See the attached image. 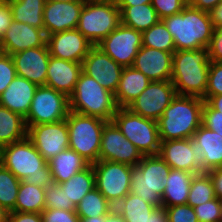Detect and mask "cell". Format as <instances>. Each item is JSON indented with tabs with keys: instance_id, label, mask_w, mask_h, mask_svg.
Instances as JSON below:
<instances>
[{
	"instance_id": "obj_1",
	"label": "cell",
	"mask_w": 222,
	"mask_h": 222,
	"mask_svg": "<svg viewBox=\"0 0 222 222\" xmlns=\"http://www.w3.org/2000/svg\"><path fill=\"white\" fill-rule=\"evenodd\" d=\"M1 164L25 183L42 188L53 183L47 161L27 137L2 147Z\"/></svg>"
},
{
	"instance_id": "obj_2",
	"label": "cell",
	"mask_w": 222,
	"mask_h": 222,
	"mask_svg": "<svg viewBox=\"0 0 222 222\" xmlns=\"http://www.w3.org/2000/svg\"><path fill=\"white\" fill-rule=\"evenodd\" d=\"M162 21L173 36L176 51L209 46L214 30L209 12L188 3L180 13L165 17Z\"/></svg>"
},
{
	"instance_id": "obj_3",
	"label": "cell",
	"mask_w": 222,
	"mask_h": 222,
	"mask_svg": "<svg viewBox=\"0 0 222 222\" xmlns=\"http://www.w3.org/2000/svg\"><path fill=\"white\" fill-rule=\"evenodd\" d=\"M210 62L208 48L175 51L172 57L171 82L176 93L203 98Z\"/></svg>"
},
{
	"instance_id": "obj_4",
	"label": "cell",
	"mask_w": 222,
	"mask_h": 222,
	"mask_svg": "<svg viewBox=\"0 0 222 222\" xmlns=\"http://www.w3.org/2000/svg\"><path fill=\"white\" fill-rule=\"evenodd\" d=\"M203 106V98L177 94L157 121L160 142L192 138L202 125Z\"/></svg>"
},
{
	"instance_id": "obj_5",
	"label": "cell",
	"mask_w": 222,
	"mask_h": 222,
	"mask_svg": "<svg viewBox=\"0 0 222 222\" xmlns=\"http://www.w3.org/2000/svg\"><path fill=\"white\" fill-rule=\"evenodd\" d=\"M70 111L112 121L117 109L114 93L103 88L83 71L79 74L73 93L69 97Z\"/></svg>"
},
{
	"instance_id": "obj_6",
	"label": "cell",
	"mask_w": 222,
	"mask_h": 222,
	"mask_svg": "<svg viewBox=\"0 0 222 222\" xmlns=\"http://www.w3.org/2000/svg\"><path fill=\"white\" fill-rule=\"evenodd\" d=\"M171 167L159 156H143L132 166L130 192L156 207L162 206L165 178Z\"/></svg>"
},
{
	"instance_id": "obj_7",
	"label": "cell",
	"mask_w": 222,
	"mask_h": 222,
	"mask_svg": "<svg viewBox=\"0 0 222 222\" xmlns=\"http://www.w3.org/2000/svg\"><path fill=\"white\" fill-rule=\"evenodd\" d=\"M69 148L90 164L99 161L101 133L107 121L70 111L66 118Z\"/></svg>"
},
{
	"instance_id": "obj_8",
	"label": "cell",
	"mask_w": 222,
	"mask_h": 222,
	"mask_svg": "<svg viewBox=\"0 0 222 222\" xmlns=\"http://www.w3.org/2000/svg\"><path fill=\"white\" fill-rule=\"evenodd\" d=\"M112 122L143 156L158 155L160 138L157 121L135 114L128 108H118Z\"/></svg>"
},
{
	"instance_id": "obj_9",
	"label": "cell",
	"mask_w": 222,
	"mask_h": 222,
	"mask_svg": "<svg viewBox=\"0 0 222 222\" xmlns=\"http://www.w3.org/2000/svg\"><path fill=\"white\" fill-rule=\"evenodd\" d=\"M120 24V10L115 0L86 3L80 13L77 30L97 45Z\"/></svg>"
},
{
	"instance_id": "obj_10",
	"label": "cell",
	"mask_w": 222,
	"mask_h": 222,
	"mask_svg": "<svg viewBox=\"0 0 222 222\" xmlns=\"http://www.w3.org/2000/svg\"><path fill=\"white\" fill-rule=\"evenodd\" d=\"M92 166L96 188L116 206L130 192L132 166L109 160H99Z\"/></svg>"
},
{
	"instance_id": "obj_11",
	"label": "cell",
	"mask_w": 222,
	"mask_h": 222,
	"mask_svg": "<svg viewBox=\"0 0 222 222\" xmlns=\"http://www.w3.org/2000/svg\"><path fill=\"white\" fill-rule=\"evenodd\" d=\"M70 112L69 97L47 86H38L27 117L26 126L55 123L67 118Z\"/></svg>"
},
{
	"instance_id": "obj_12",
	"label": "cell",
	"mask_w": 222,
	"mask_h": 222,
	"mask_svg": "<svg viewBox=\"0 0 222 222\" xmlns=\"http://www.w3.org/2000/svg\"><path fill=\"white\" fill-rule=\"evenodd\" d=\"M176 95L171 80L151 81L127 108L144 118L158 121Z\"/></svg>"
},
{
	"instance_id": "obj_13",
	"label": "cell",
	"mask_w": 222,
	"mask_h": 222,
	"mask_svg": "<svg viewBox=\"0 0 222 222\" xmlns=\"http://www.w3.org/2000/svg\"><path fill=\"white\" fill-rule=\"evenodd\" d=\"M97 46L122 67H132L142 47V32L120 24Z\"/></svg>"
},
{
	"instance_id": "obj_14",
	"label": "cell",
	"mask_w": 222,
	"mask_h": 222,
	"mask_svg": "<svg viewBox=\"0 0 222 222\" xmlns=\"http://www.w3.org/2000/svg\"><path fill=\"white\" fill-rule=\"evenodd\" d=\"M27 127V138L46 161L69 148L66 119Z\"/></svg>"
},
{
	"instance_id": "obj_15",
	"label": "cell",
	"mask_w": 222,
	"mask_h": 222,
	"mask_svg": "<svg viewBox=\"0 0 222 222\" xmlns=\"http://www.w3.org/2000/svg\"><path fill=\"white\" fill-rule=\"evenodd\" d=\"M142 157V153L122 134L112 121L104 125L101 133L99 160H109L136 166Z\"/></svg>"
},
{
	"instance_id": "obj_16",
	"label": "cell",
	"mask_w": 222,
	"mask_h": 222,
	"mask_svg": "<svg viewBox=\"0 0 222 222\" xmlns=\"http://www.w3.org/2000/svg\"><path fill=\"white\" fill-rule=\"evenodd\" d=\"M158 155L171 169L202 173V157L192 138L161 141Z\"/></svg>"
},
{
	"instance_id": "obj_17",
	"label": "cell",
	"mask_w": 222,
	"mask_h": 222,
	"mask_svg": "<svg viewBox=\"0 0 222 222\" xmlns=\"http://www.w3.org/2000/svg\"><path fill=\"white\" fill-rule=\"evenodd\" d=\"M123 67L97 45H93L82 62V71L103 88L116 92Z\"/></svg>"
},
{
	"instance_id": "obj_18",
	"label": "cell",
	"mask_w": 222,
	"mask_h": 222,
	"mask_svg": "<svg viewBox=\"0 0 222 222\" xmlns=\"http://www.w3.org/2000/svg\"><path fill=\"white\" fill-rule=\"evenodd\" d=\"M16 75L37 86H45L50 52L47 43L11 54Z\"/></svg>"
},
{
	"instance_id": "obj_19",
	"label": "cell",
	"mask_w": 222,
	"mask_h": 222,
	"mask_svg": "<svg viewBox=\"0 0 222 222\" xmlns=\"http://www.w3.org/2000/svg\"><path fill=\"white\" fill-rule=\"evenodd\" d=\"M50 56L82 63L93 44L77 29L57 32L47 36Z\"/></svg>"
},
{
	"instance_id": "obj_20",
	"label": "cell",
	"mask_w": 222,
	"mask_h": 222,
	"mask_svg": "<svg viewBox=\"0 0 222 222\" xmlns=\"http://www.w3.org/2000/svg\"><path fill=\"white\" fill-rule=\"evenodd\" d=\"M84 3L49 2L43 9L44 32L46 36L77 29L79 17Z\"/></svg>"
},
{
	"instance_id": "obj_21",
	"label": "cell",
	"mask_w": 222,
	"mask_h": 222,
	"mask_svg": "<svg viewBox=\"0 0 222 222\" xmlns=\"http://www.w3.org/2000/svg\"><path fill=\"white\" fill-rule=\"evenodd\" d=\"M46 42L47 36L44 29L13 20L0 40V52L11 55L29 48L44 46Z\"/></svg>"
},
{
	"instance_id": "obj_22",
	"label": "cell",
	"mask_w": 222,
	"mask_h": 222,
	"mask_svg": "<svg viewBox=\"0 0 222 222\" xmlns=\"http://www.w3.org/2000/svg\"><path fill=\"white\" fill-rule=\"evenodd\" d=\"M173 53L142 46L132 67L151 81H168L172 77Z\"/></svg>"
},
{
	"instance_id": "obj_23",
	"label": "cell",
	"mask_w": 222,
	"mask_h": 222,
	"mask_svg": "<svg viewBox=\"0 0 222 222\" xmlns=\"http://www.w3.org/2000/svg\"><path fill=\"white\" fill-rule=\"evenodd\" d=\"M81 72L82 63L50 56L45 86L70 97Z\"/></svg>"
},
{
	"instance_id": "obj_24",
	"label": "cell",
	"mask_w": 222,
	"mask_h": 222,
	"mask_svg": "<svg viewBox=\"0 0 222 222\" xmlns=\"http://www.w3.org/2000/svg\"><path fill=\"white\" fill-rule=\"evenodd\" d=\"M37 87L36 84L16 75L0 95V105L26 118Z\"/></svg>"
},
{
	"instance_id": "obj_25",
	"label": "cell",
	"mask_w": 222,
	"mask_h": 222,
	"mask_svg": "<svg viewBox=\"0 0 222 222\" xmlns=\"http://www.w3.org/2000/svg\"><path fill=\"white\" fill-rule=\"evenodd\" d=\"M192 140L202 157V172L222 167V136L204 125L193 134Z\"/></svg>"
},
{
	"instance_id": "obj_26",
	"label": "cell",
	"mask_w": 222,
	"mask_h": 222,
	"mask_svg": "<svg viewBox=\"0 0 222 222\" xmlns=\"http://www.w3.org/2000/svg\"><path fill=\"white\" fill-rule=\"evenodd\" d=\"M151 80L133 67H123L118 88L114 94L119 108H127L146 87Z\"/></svg>"
},
{
	"instance_id": "obj_27",
	"label": "cell",
	"mask_w": 222,
	"mask_h": 222,
	"mask_svg": "<svg viewBox=\"0 0 222 222\" xmlns=\"http://www.w3.org/2000/svg\"><path fill=\"white\" fill-rule=\"evenodd\" d=\"M194 175L192 172L171 169L165 178L162 206L187 204L190 184Z\"/></svg>"
},
{
	"instance_id": "obj_28",
	"label": "cell",
	"mask_w": 222,
	"mask_h": 222,
	"mask_svg": "<svg viewBox=\"0 0 222 222\" xmlns=\"http://www.w3.org/2000/svg\"><path fill=\"white\" fill-rule=\"evenodd\" d=\"M47 164L51 170L53 182L59 184L90 165L87 160L70 148L51 158Z\"/></svg>"
},
{
	"instance_id": "obj_29",
	"label": "cell",
	"mask_w": 222,
	"mask_h": 222,
	"mask_svg": "<svg viewBox=\"0 0 222 222\" xmlns=\"http://www.w3.org/2000/svg\"><path fill=\"white\" fill-rule=\"evenodd\" d=\"M121 24L143 32L155 25L160 19L152 4L118 6Z\"/></svg>"
},
{
	"instance_id": "obj_30",
	"label": "cell",
	"mask_w": 222,
	"mask_h": 222,
	"mask_svg": "<svg viewBox=\"0 0 222 222\" xmlns=\"http://www.w3.org/2000/svg\"><path fill=\"white\" fill-rule=\"evenodd\" d=\"M27 137L25 118L0 105V146H6Z\"/></svg>"
},
{
	"instance_id": "obj_31",
	"label": "cell",
	"mask_w": 222,
	"mask_h": 222,
	"mask_svg": "<svg viewBox=\"0 0 222 222\" xmlns=\"http://www.w3.org/2000/svg\"><path fill=\"white\" fill-rule=\"evenodd\" d=\"M14 21L44 29L43 9L45 0H8Z\"/></svg>"
},
{
	"instance_id": "obj_32",
	"label": "cell",
	"mask_w": 222,
	"mask_h": 222,
	"mask_svg": "<svg viewBox=\"0 0 222 222\" xmlns=\"http://www.w3.org/2000/svg\"><path fill=\"white\" fill-rule=\"evenodd\" d=\"M60 185L68 200H71L76 206L88 192L96 188L92 164L77 172L69 180L60 183Z\"/></svg>"
},
{
	"instance_id": "obj_33",
	"label": "cell",
	"mask_w": 222,
	"mask_h": 222,
	"mask_svg": "<svg viewBox=\"0 0 222 222\" xmlns=\"http://www.w3.org/2000/svg\"><path fill=\"white\" fill-rule=\"evenodd\" d=\"M45 209V188L20 181L15 211L42 213Z\"/></svg>"
},
{
	"instance_id": "obj_34",
	"label": "cell",
	"mask_w": 222,
	"mask_h": 222,
	"mask_svg": "<svg viewBox=\"0 0 222 222\" xmlns=\"http://www.w3.org/2000/svg\"><path fill=\"white\" fill-rule=\"evenodd\" d=\"M156 206L145 202L139 196L129 192L114 209L124 218L125 222H146Z\"/></svg>"
},
{
	"instance_id": "obj_35",
	"label": "cell",
	"mask_w": 222,
	"mask_h": 222,
	"mask_svg": "<svg viewBox=\"0 0 222 222\" xmlns=\"http://www.w3.org/2000/svg\"><path fill=\"white\" fill-rule=\"evenodd\" d=\"M113 209L114 206L97 188H94L76 205L75 212L79 218H88L108 215Z\"/></svg>"
},
{
	"instance_id": "obj_36",
	"label": "cell",
	"mask_w": 222,
	"mask_h": 222,
	"mask_svg": "<svg viewBox=\"0 0 222 222\" xmlns=\"http://www.w3.org/2000/svg\"><path fill=\"white\" fill-rule=\"evenodd\" d=\"M142 46L171 53L176 51L173 36L162 20L142 32Z\"/></svg>"
},
{
	"instance_id": "obj_37",
	"label": "cell",
	"mask_w": 222,
	"mask_h": 222,
	"mask_svg": "<svg viewBox=\"0 0 222 222\" xmlns=\"http://www.w3.org/2000/svg\"><path fill=\"white\" fill-rule=\"evenodd\" d=\"M216 198L213 182L207 172L195 174L190 184L187 204L191 207L204 204Z\"/></svg>"
},
{
	"instance_id": "obj_38",
	"label": "cell",
	"mask_w": 222,
	"mask_h": 222,
	"mask_svg": "<svg viewBox=\"0 0 222 222\" xmlns=\"http://www.w3.org/2000/svg\"><path fill=\"white\" fill-rule=\"evenodd\" d=\"M20 180L2 164L0 165V205L8 212L15 211Z\"/></svg>"
},
{
	"instance_id": "obj_39",
	"label": "cell",
	"mask_w": 222,
	"mask_h": 222,
	"mask_svg": "<svg viewBox=\"0 0 222 222\" xmlns=\"http://www.w3.org/2000/svg\"><path fill=\"white\" fill-rule=\"evenodd\" d=\"M45 209H63L75 211L76 206L68 200L66 193L62 190L59 183L53 182L45 188Z\"/></svg>"
},
{
	"instance_id": "obj_40",
	"label": "cell",
	"mask_w": 222,
	"mask_h": 222,
	"mask_svg": "<svg viewBox=\"0 0 222 222\" xmlns=\"http://www.w3.org/2000/svg\"><path fill=\"white\" fill-rule=\"evenodd\" d=\"M197 216L198 222H221L222 207L221 199L214 198L211 201L205 202L193 207Z\"/></svg>"
},
{
	"instance_id": "obj_41",
	"label": "cell",
	"mask_w": 222,
	"mask_h": 222,
	"mask_svg": "<svg viewBox=\"0 0 222 222\" xmlns=\"http://www.w3.org/2000/svg\"><path fill=\"white\" fill-rule=\"evenodd\" d=\"M222 94V62H210L204 101Z\"/></svg>"
},
{
	"instance_id": "obj_42",
	"label": "cell",
	"mask_w": 222,
	"mask_h": 222,
	"mask_svg": "<svg viewBox=\"0 0 222 222\" xmlns=\"http://www.w3.org/2000/svg\"><path fill=\"white\" fill-rule=\"evenodd\" d=\"M152 7L160 20L165 17L180 13L188 4L187 0H152Z\"/></svg>"
},
{
	"instance_id": "obj_43",
	"label": "cell",
	"mask_w": 222,
	"mask_h": 222,
	"mask_svg": "<svg viewBox=\"0 0 222 222\" xmlns=\"http://www.w3.org/2000/svg\"><path fill=\"white\" fill-rule=\"evenodd\" d=\"M16 76V69L9 54L0 52V95Z\"/></svg>"
},
{
	"instance_id": "obj_44",
	"label": "cell",
	"mask_w": 222,
	"mask_h": 222,
	"mask_svg": "<svg viewBox=\"0 0 222 222\" xmlns=\"http://www.w3.org/2000/svg\"><path fill=\"white\" fill-rule=\"evenodd\" d=\"M168 222H198L193 207L188 204L166 207Z\"/></svg>"
},
{
	"instance_id": "obj_45",
	"label": "cell",
	"mask_w": 222,
	"mask_h": 222,
	"mask_svg": "<svg viewBox=\"0 0 222 222\" xmlns=\"http://www.w3.org/2000/svg\"><path fill=\"white\" fill-rule=\"evenodd\" d=\"M202 125L222 136V114L214 110L206 101L202 109Z\"/></svg>"
},
{
	"instance_id": "obj_46",
	"label": "cell",
	"mask_w": 222,
	"mask_h": 222,
	"mask_svg": "<svg viewBox=\"0 0 222 222\" xmlns=\"http://www.w3.org/2000/svg\"><path fill=\"white\" fill-rule=\"evenodd\" d=\"M41 215L43 222H80V218L75 211L44 209Z\"/></svg>"
},
{
	"instance_id": "obj_47",
	"label": "cell",
	"mask_w": 222,
	"mask_h": 222,
	"mask_svg": "<svg viewBox=\"0 0 222 222\" xmlns=\"http://www.w3.org/2000/svg\"><path fill=\"white\" fill-rule=\"evenodd\" d=\"M207 48L210 61L222 62V27L214 28Z\"/></svg>"
},
{
	"instance_id": "obj_48",
	"label": "cell",
	"mask_w": 222,
	"mask_h": 222,
	"mask_svg": "<svg viewBox=\"0 0 222 222\" xmlns=\"http://www.w3.org/2000/svg\"><path fill=\"white\" fill-rule=\"evenodd\" d=\"M13 22L12 11L8 1L0 3V40Z\"/></svg>"
},
{
	"instance_id": "obj_49",
	"label": "cell",
	"mask_w": 222,
	"mask_h": 222,
	"mask_svg": "<svg viewBox=\"0 0 222 222\" xmlns=\"http://www.w3.org/2000/svg\"><path fill=\"white\" fill-rule=\"evenodd\" d=\"M8 222H43L41 213L9 212Z\"/></svg>"
},
{
	"instance_id": "obj_50",
	"label": "cell",
	"mask_w": 222,
	"mask_h": 222,
	"mask_svg": "<svg viewBox=\"0 0 222 222\" xmlns=\"http://www.w3.org/2000/svg\"><path fill=\"white\" fill-rule=\"evenodd\" d=\"M207 173L213 182L215 196L222 200V167L211 169Z\"/></svg>"
},
{
	"instance_id": "obj_51",
	"label": "cell",
	"mask_w": 222,
	"mask_h": 222,
	"mask_svg": "<svg viewBox=\"0 0 222 222\" xmlns=\"http://www.w3.org/2000/svg\"><path fill=\"white\" fill-rule=\"evenodd\" d=\"M221 0H189V4L199 10L210 12Z\"/></svg>"
},
{
	"instance_id": "obj_52",
	"label": "cell",
	"mask_w": 222,
	"mask_h": 222,
	"mask_svg": "<svg viewBox=\"0 0 222 222\" xmlns=\"http://www.w3.org/2000/svg\"><path fill=\"white\" fill-rule=\"evenodd\" d=\"M146 222H168L166 207H156L147 217Z\"/></svg>"
},
{
	"instance_id": "obj_53",
	"label": "cell",
	"mask_w": 222,
	"mask_h": 222,
	"mask_svg": "<svg viewBox=\"0 0 222 222\" xmlns=\"http://www.w3.org/2000/svg\"><path fill=\"white\" fill-rule=\"evenodd\" d=\"M214 28L222 27V1L209 12Z\"/></svg>"
},
{
	"instance_id": "obj_54",
	"label": "cell",
	"mask_w": 222,
	"mask_h": 222,
	"mask_svg": "<svg viewBox=\"0 0 222 222\" xmlns=\"http://www.w3.org/2000/svg\"><path fill=\"white\" fill-rule=\"evenodd\" d=\"M206 102L214 110L220 111L221 114H222V94L221 95H216V96H211Z\"/></svg>"
},
{
	"instance_id": "obj_55",
	"label": "cell",
	"mask_w": 222,
	"mask_h": 222,
	"mask_svg": "<svg viewBox=\"0 0 222 222\" xmlns=\"http://www.w3.org/2000/svg\"><path fill=\"white\" fill-rule=\"evenodd\" d=\"M117 6H135L141 4H151L152 0H115Z\"/></svg>"
},
{
	"instance_id": "obj_56",
	"label": "cell",
	"mask_w": 222,
	"mask_h": 222,
	"mask_svg": "<svg viewBox=\"0 0 222 222\" xmlns=\"http://www.w3.org/2000/svg\"><path fill=\"white\" fill-rule=\"evenodd\" d=\"M106 222H125V220L115 209H113L108 215H106Z\"/></svg>"
},
{
	"instance_id": "obj_57",
	"label": "cell",
	"mask_w": 222,
	"mask_h": 222,
	"mask_svg": "<svg viewBox=\"0 0 222 222\" xmlns=\"http://www.w3.org/2000/svg\"><path fill=\"white\" fill-rule=\"evenodd\" d=\"M80 222H106V215L96 216V217H88V218H80Z\"/></svg>"
},
{
	"instance_id": "obj_58",
	"label": "cell",
	"mask_w": 222,
	"mask_h": 222,
	"mask_svg": "<svg viewBox=\"0 0 222 222\" xmlns=\"http://www.w3.org/2000/svg\"><path fill=\"white\" fill-rule=\"evenodd\" d=\"M9 212L0 205V222H8Z\"/></svg>"
},
{
	"instance_id": "obj_59",
	"label": "cell",
	"mask_w": 222,
	"mask_h": 222,
	"mask_svg": "<svg viewBox=\"0 0 222 222\" xmlns=\"http://www.w3.org/2000/svg\"><path fill=\"white\" fill-rule=\"evenodd\" d=\"M80 1L83 2L84 4H86V3L107 2V1H111V0H80Z\"/></svg>"
},
{
	"instance_id": "obj_60",
	"label": "cell",
	"mask_w": 222,
	"mask_h": 222,
	"mask_svg": "<svg viewBox=\"0 0 222 222\" xmlns=\"http://www.w3.org/2000/svg\"><path fill=\"white\" fill-rule=\"evenodd\" d=\"M79 0H45L46 3H49V2H77Z\"/></svg>"
},
{
	"instance_id": "obj_61",
	"label": "cell",
	"mask_w": 222,
	"mask_h": 222,
	"mask_svg": "<svg viewBox=\"0 0 222 222\" xmlns=\"http://www.w3.org/2000/svg\"><path fill=\"white\" fill-rule=\"evenodd\" d=\"M1 157H2V147L0 146V165H1Z\"/></svg>"
}]
</instances>
